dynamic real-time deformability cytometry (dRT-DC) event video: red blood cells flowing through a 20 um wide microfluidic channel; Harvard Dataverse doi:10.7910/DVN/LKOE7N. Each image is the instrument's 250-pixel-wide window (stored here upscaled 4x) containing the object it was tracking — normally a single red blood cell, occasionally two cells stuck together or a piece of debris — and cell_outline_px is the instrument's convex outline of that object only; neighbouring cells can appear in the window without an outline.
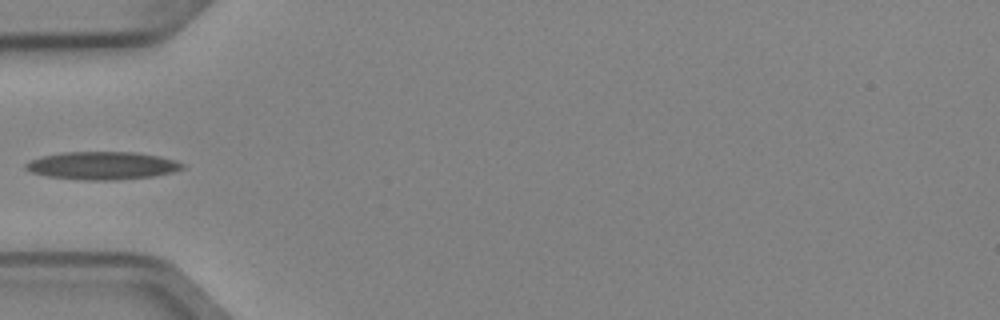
{"species": "Egyptian fruit bat (a non-hibernating species)", "species_latin": "Rousettus aegyptiacus", "temperature_condition": "cold", "stored_images_in_passage": 5, "camera_frame_rate_fps": 3000, "um_per_image_px": 0.085, "animal": {"sex": "female"}, "frame": {"image": 1, "passage_image": 5, "time_ms": 1.333, "image_size_px": [1000, 320], "cell_outline_px": [[184, 168], [172, 172], [152, 176], [116, 180], [84, 180], [48, 176], [32, 172], [24, 168], [24, 164], [28, 160], [44, 156], [64, 152], [136, 152], [160, 156], [176, 160], [184, 164]], "centroid_in_image_um": [8.7, 14.07], "position_along_channel_um": 76.3, "area_um2": 25.43}}